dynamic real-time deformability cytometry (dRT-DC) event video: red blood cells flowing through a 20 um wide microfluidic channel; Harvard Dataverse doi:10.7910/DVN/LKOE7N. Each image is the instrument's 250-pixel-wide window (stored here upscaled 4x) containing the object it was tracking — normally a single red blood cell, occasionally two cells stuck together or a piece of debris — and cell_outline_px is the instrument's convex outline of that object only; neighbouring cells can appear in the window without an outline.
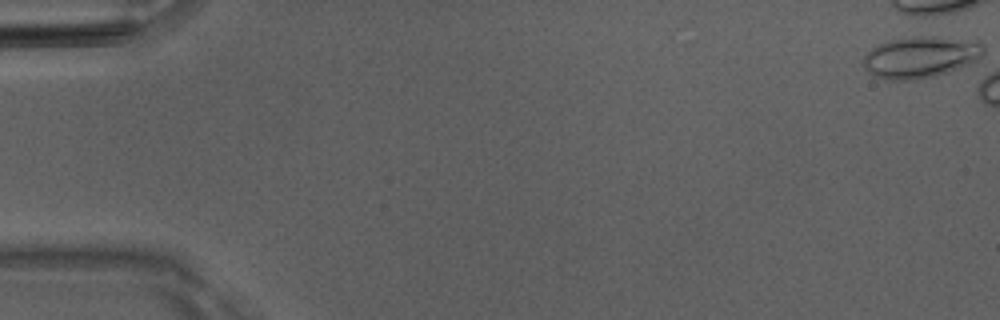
{"species": "Egyptian fruit bat (a non-hibernating species)", "species_latin": "Rousettus aegyptiacus", "temperature_condition": "room temperature", "stored_images_in_passage": 1, "camera_frame_rate_fps": 3000, "um_per_image_px": 0.085, "animal": {"sex": "male"}, "frame": {"image": 1, "passage_image": 1, "time_ms": 0.0, "image_size_px": [1000, 320], "cell_outline_px": [[984, 52], [976, 60], [968, 64], [932, 76], [916, 80], [888, 80], [876, 76], [868, 72], [860, 64], [864, 56], [872, 48], [888, 40], [920, 32], [924, 32], [980, 40], [984, 44]], "centroid_in_image_um": [78.26, 4.76], "position_along_channel_um": 6.7, "area_um2": 30.35}}